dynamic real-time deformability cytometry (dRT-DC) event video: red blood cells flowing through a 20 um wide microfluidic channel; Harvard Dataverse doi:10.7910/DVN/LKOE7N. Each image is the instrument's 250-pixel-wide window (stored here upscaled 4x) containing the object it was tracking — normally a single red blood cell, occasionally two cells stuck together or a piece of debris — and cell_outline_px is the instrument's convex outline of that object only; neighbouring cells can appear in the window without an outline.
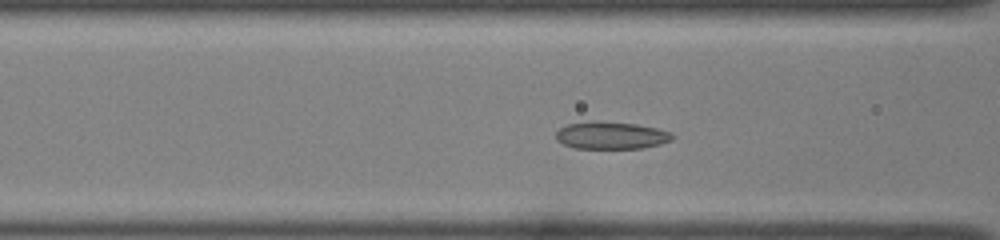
{"species": "common noctule bat (a hibernating species)", "species_latin": "Nyctalus noctula", "temperature_condition": "room temperature", "stored_images_in_passage": 35, "segment_of_instrument_passage": [1, 2], "camera_frame_rate_fps": 3000, "um_per_image_px": 0.085, "animal": {"sex": "female", "body_mass_g": 22.0, "forearm_length_mm": 56.7}, "frame": {"image": 1, "passage_image": 5, "time_ms": 1.333, "image_size_px": [1000, 240], "cell_outline_px": [[676, 136], [672, 140], [660, 144], [640, 148], [576, 148], [564, 144], [556, 140], [556, 132], [560, 128], [568, 124], [636, 124], [656, 128], [672, 132]], "centroid_in_image_um": [52.02, 11.56], "position_along_channel_um": 114.6, "area_um2": 17.63}}
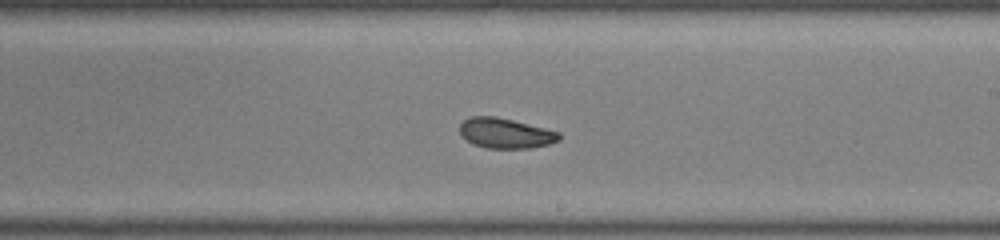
{"frame": {"image": 2, "passage_image": 15, "time_ms": 4.667, "image_size_px": [1000, 240], "cell_outline_px": [[560, 140], [548, 144], [532, 148], [488, 148], [472, 144], [460, 136], [460, 124], [464, 120], [472, 116], [496, 116], [560, 132]], "centroid_in_image_um": [42.94, 11.33], "position_along_channel_um": 246.1, "area_um2": 17.46}}
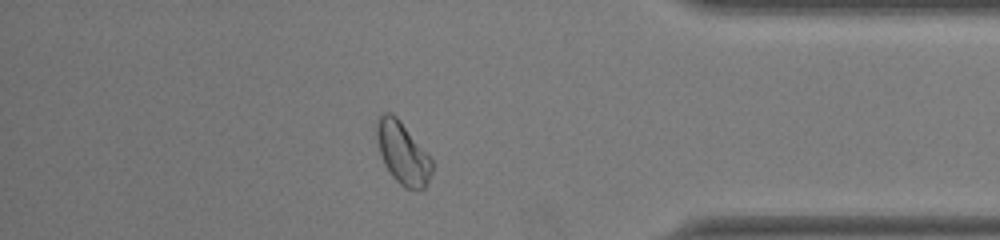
{"frame": {"image": 3, "passage_image": 28, "time_ms": 9.0, "image_size_px": [1000, 240], "cell_outline_px": [[432, 172], [428, 184], [424, 188], [416, 192], [400, 184], [392, 176], [384, 164], [380, 152], [376, 136], [376, 124], [380, 116], [384, 112], [392, 112], [400, 120], [432, 160]], "centroid_in_image_um": [34.23, 13.03], "position_along_channel_um": 401.0, "area_um2": 19.88}}